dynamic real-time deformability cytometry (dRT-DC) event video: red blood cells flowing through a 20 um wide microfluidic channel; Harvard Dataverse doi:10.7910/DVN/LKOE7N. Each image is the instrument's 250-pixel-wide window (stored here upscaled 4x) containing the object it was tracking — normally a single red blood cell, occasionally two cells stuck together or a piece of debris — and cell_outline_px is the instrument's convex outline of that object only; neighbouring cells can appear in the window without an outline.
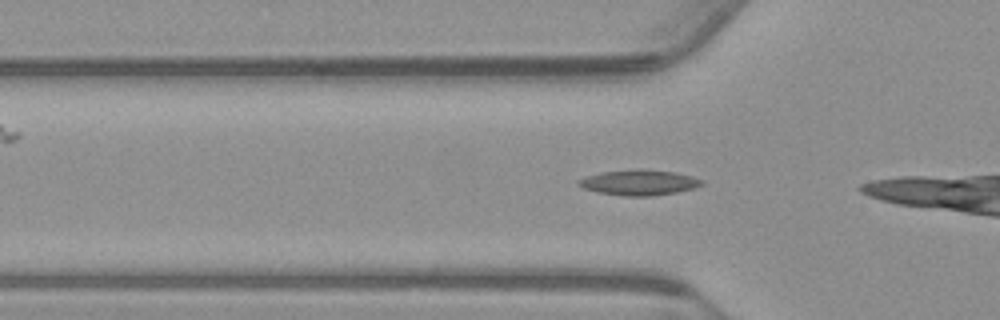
{"species": "common noctule bat (a hibernating species)", "species_latin": "Nyctalus noctula", "temperature_condition": "warm", "stored_images_in_passage": 8, "camera_frame_rate_fps": 3000, "um_per_image_px": 0.085, "animal": {"sex": "male", "body_mass_g": 23.1, "forearm_length_mm": 52.7}, "frame": {"image": 1, "passage_image": 2, "time_ms": 0.333, "image_size_px": [1000, 320], "cell_outline_px": [[704, 184], [696, 188], [676, 192], [652, 196], [620, 196], [596, 192], [584, 188], [576, 184], [576, 180], [588, 176], [604, 172], [676, 172], [692, 176], [704, 180]], "centroid_in_image_um": [54.34, 15.57], "position_along_channel_um": 71.5, "area_um2": 17.46}}
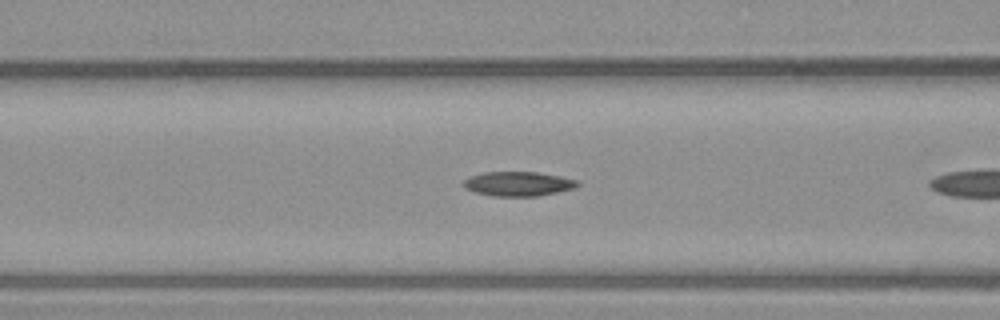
{"frame": {"image": 2, "passage_image": 6, "time_ms": 1.667, "image_size_px": [1000, 320], "cell_outline_px": [[580, 184], [576, 188], [536, 196], [492, 196], [476, 192], [464, 188], [464, 180], [468, 176], [484, 172], [536, 172], [560, 176], [580, 180]], "centroid_in_image_um": [44.07, 15.62], "position_along_channel_um": 122.5, "area_um2": 16.3}}